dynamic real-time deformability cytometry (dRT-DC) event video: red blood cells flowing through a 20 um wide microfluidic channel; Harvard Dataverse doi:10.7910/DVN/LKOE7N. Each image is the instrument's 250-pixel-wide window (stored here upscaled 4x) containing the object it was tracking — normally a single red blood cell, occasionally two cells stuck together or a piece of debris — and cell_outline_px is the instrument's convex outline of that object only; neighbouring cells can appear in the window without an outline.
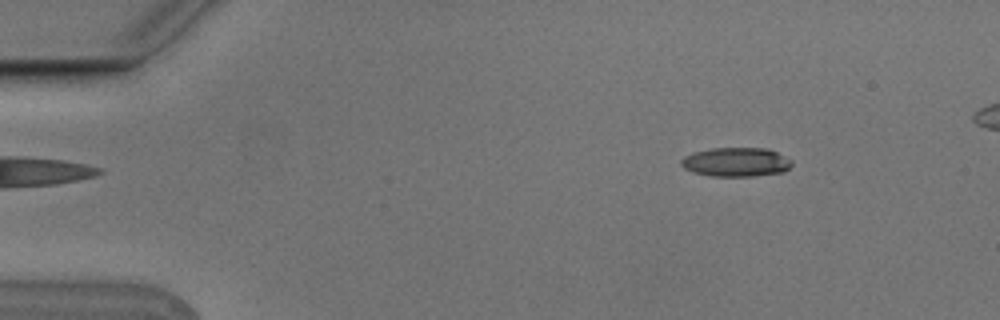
{"species": "Egyptian fruit bat (a non-hibernating species)", "species_latin": "Rousettus aegyptiacus", "temperature_condition": "cold", "stored_images_in_passage": 4, "camera_frame_rate_fps": 3000, "um_per_image_px": 0.085, "animal": {"sex": "male"}, "frame": {"image": 1, "passage_image": 2, "time_ms": 0.333, "image_size_px": [1000, 320], "cell_outline_px": [[792, 164], [784, 172], [752, 176], [712, 176], [692, 172], [684, 168], [680, 164], [680, 160], [684, 156], [692, 152], [712, 148], [768, 148], [792, 160]], "centroid_in_image_um": [62.54, 13.77], "position_along_channel_um": 22.5, "area_um2": 18.84}}